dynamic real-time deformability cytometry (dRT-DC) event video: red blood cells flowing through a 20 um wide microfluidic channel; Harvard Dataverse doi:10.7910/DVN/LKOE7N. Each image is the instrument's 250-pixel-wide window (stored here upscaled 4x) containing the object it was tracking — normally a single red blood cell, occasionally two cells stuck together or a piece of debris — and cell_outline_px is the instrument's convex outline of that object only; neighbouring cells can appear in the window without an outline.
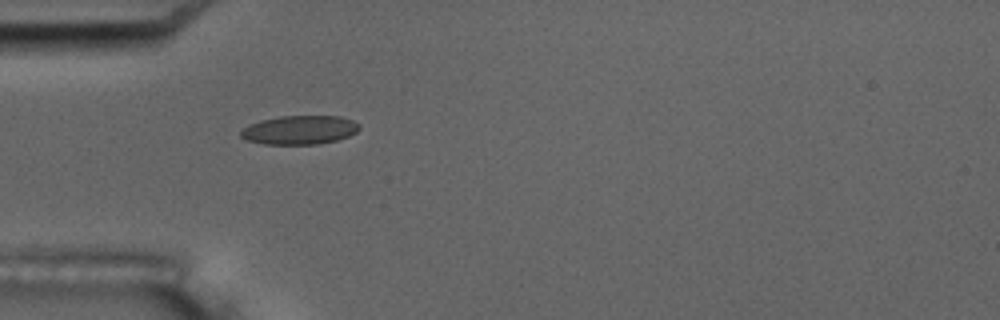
{"species": "common noctule bat (a hibernating species)", "species_latin": "Nyctalus noctula", "temperature_condition": "room temperature", "stored_images_in_passage": 4, "camera_frame_rate_fps": 3000, "um_per_image_px": 0.085, "animal": {"sex": "male", "body_mass_g": 17.5, "forearm_length_mm": 52.3}, "frame": {"image": 1, "passage_image": 4, "time_ms": 4.667, "image_size_px": [1000, 320], "cell_outline_px": [[360, 128], [356, 132], [348, 136], [336, 140], [316, 144], [264, 144], [248, 140], [240, 136], [240, 132], [248, 124], [260, 120], [280, 116], [340, 116], [352, 120], [360, 124]], "centroid_in_image_um": [25.46, 11.04], "position_along_channel_um": 59.5, "area_um2": 19.88}}